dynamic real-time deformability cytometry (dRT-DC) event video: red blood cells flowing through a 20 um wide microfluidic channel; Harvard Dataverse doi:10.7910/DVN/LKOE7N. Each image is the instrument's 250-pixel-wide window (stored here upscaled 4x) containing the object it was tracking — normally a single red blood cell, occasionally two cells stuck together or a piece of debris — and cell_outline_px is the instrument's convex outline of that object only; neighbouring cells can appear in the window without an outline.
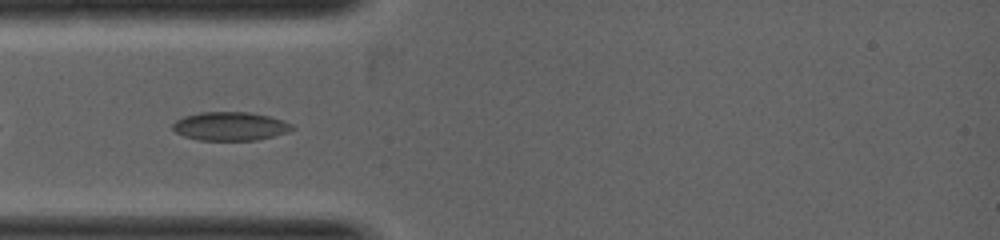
{"species": "common noctule bat (a hibernating species)", "species_latin": "Nyctalus noctula", "temperature_condition": "warm", "stored_images_in_passage": 9, "camera_frame_rate_fps": 5000, "um_per_image_px": 0.085, "animal": {"sex": "female", "body_mass_g": 19.0, "forearm_length_mm": 53.3}, "frame": {"image": 1, "passage_image": 2, "time_ms": 0.4, "image_size_px": [1000, 240], "cell_outline_px": [[296, 128], [288, 132], [256, 140], [200, 140], [184, 136], [176, 132], [172, 128], [172, 124], [176, 120], [184, 116], [200, 112], [248, 112], [268, 116], [284, 120], [292, 124]], "centroid_in_image_um": [19.57, 10.73], "position_along_channel_um": 65.4, "area_um2": 19.88}}
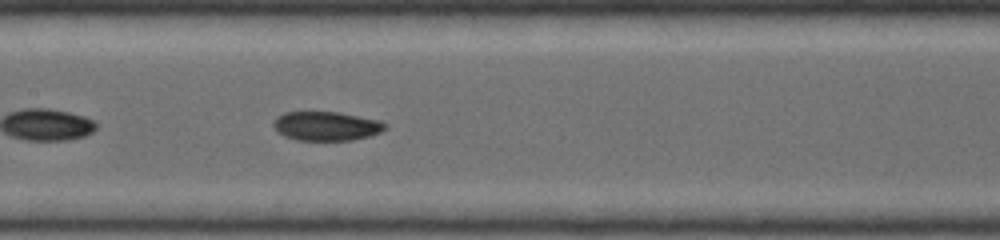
{"frame": {"image": 2, "passage_image": 6, "time_ms": 1.8, "image_size_px": [1000, 240], "cell_outline_px": [[388, 128], [380, 132], [368, 136], [352, 140], [296, 140], [284, 136], [272, 124], [276, 116], [284, 112], [340, 112], [380, 120], [388, 124]], "centroid_in_image_um": [27.77, 10.7], "position_along_channel_um": 179.6, "area_um2": 19.02}}
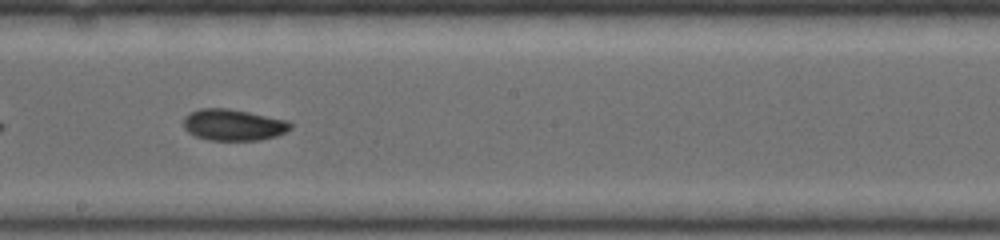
{"frame": {"image": 3, "passage_image": 8, "time_ms": 2.4, "image_size_px": [1000, 240], "cell_outline_px": [[292, 128], [276, 136], [260, 140], [208, 140], [196, 136], [188, 132], [184, 128], [184, 116], [200, 108], [228, 108], [288, 120], [292, 124]], "centroid_in_image_um": [19.84, 10.61], "position_along_channel_um": 228.4, "area_um2": 19.54}}